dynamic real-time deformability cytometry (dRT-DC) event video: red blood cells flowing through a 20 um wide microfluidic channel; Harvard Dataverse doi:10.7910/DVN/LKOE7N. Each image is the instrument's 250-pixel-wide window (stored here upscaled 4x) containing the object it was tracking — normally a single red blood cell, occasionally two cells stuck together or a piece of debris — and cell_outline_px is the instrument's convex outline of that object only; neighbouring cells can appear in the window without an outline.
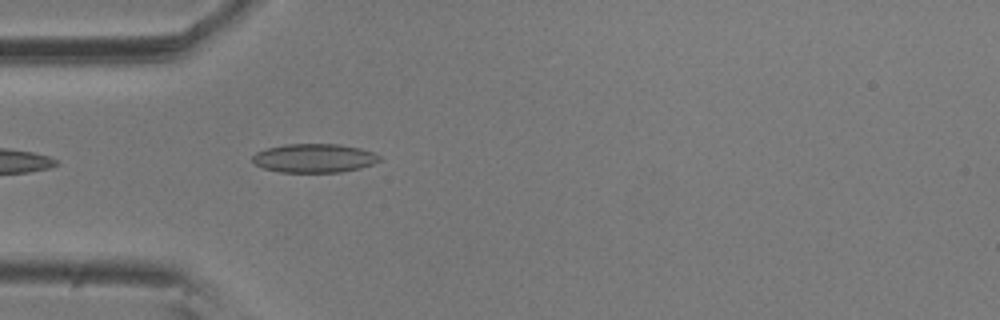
{"species": "common noctule bat (a hibernating species)", "species_latin": "Nyctalus noctula", "temperature_condition": "room temperature", "stored_images_in_passage": 3, "camera_frame_rate_fps": 3000, "um_per_image_px": 0.085, "animal": {"sex": "male", "body_mass_g": 20.5, "forearm_length_mm": 52.5}, "frame": {"image": 1, "passage_image": 3, "time_ms": 0.667, "image_size_px": [1000, 320], "cell_outline_px": [[380, 160], [372, 164], [360, 168], [340, 172], [280, 172], [264, 168], [256, 164], [252, 160], [252, 156], [256, 152], [268, 148], [284, 144], [340, 144], [360, 148], [372, 152], [380, 156]], "centroid_in_image_um": [26.7, 13.44], "position_along_channel_um": 58.3, "area_um2": 21.21}}